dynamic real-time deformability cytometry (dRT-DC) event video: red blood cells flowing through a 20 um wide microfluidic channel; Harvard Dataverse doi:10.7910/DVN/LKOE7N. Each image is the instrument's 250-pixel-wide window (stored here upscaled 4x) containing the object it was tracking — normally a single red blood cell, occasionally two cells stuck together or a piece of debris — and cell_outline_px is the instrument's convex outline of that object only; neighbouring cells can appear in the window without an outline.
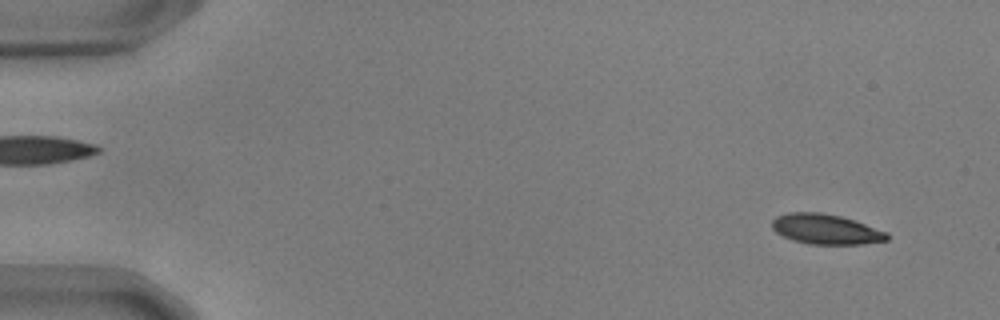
{"species": "common noctule bat (a hibernating species)", "species_latin": "Nyctalus noctula", "temperature_condition": "warm", "stored_images_in_passage": 13, "camera_frame_rate_fps": 3000, "um_per_image_px": 0.085, "animal": {"sex": "male", "body_mass_g": 17.9, "forearm_length_mm": 54.2}, "frame": {"image": 1, "passage_image": 4, "time_ms": 1.0, "image_size_px": [1000, 320], "cell_outline_px": [[888, 240], [864, 244], [808, 244], [792, 240], [776, 232], [772, 228], [772, 220], [776, 216], [788, 212], [820, 212], [840, 216], [888, 232]], "centroid_in_image_um": [70.17, 19.48], "position_along_channel_um": 14.8, "area_um2": 20.11}}